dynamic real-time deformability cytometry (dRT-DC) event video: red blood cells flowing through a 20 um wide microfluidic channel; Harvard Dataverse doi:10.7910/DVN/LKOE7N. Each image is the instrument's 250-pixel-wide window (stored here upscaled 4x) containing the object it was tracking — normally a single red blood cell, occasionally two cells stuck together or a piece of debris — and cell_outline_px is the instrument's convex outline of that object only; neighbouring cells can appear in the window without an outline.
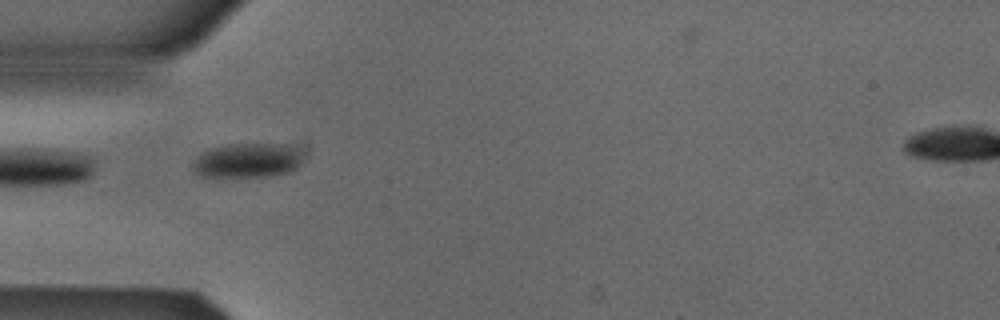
{"species": "Egyptian fruit bat (a non-hibernating species)", "species_latin": "Rousettus aegyptiacus", "temperature_condition": "cold", "stored_images_in_passage": 7, "segment_of_instrument_passage": [2, 2], "camera_frame_rate_fps": 3000, "um_per_image_px": 0.085, "animal": {"sex": "male"}, "frame": {"image": 1, "passage_image": 5, "time_ms": 1.333, "image_size_px": [1000, 320], "cell_outline_px": [[304, 152], [300, 164], [296, 168], [288, 172], [268, 176], [200, 176], [192, 172], [192, 164], [196, 156], [212, 148], [228, 144], [284, 144]], "centroid_in_image_um": [21.02, 13.63], "position_along_channel_um": 64.0, "area_um2": 22.14}}
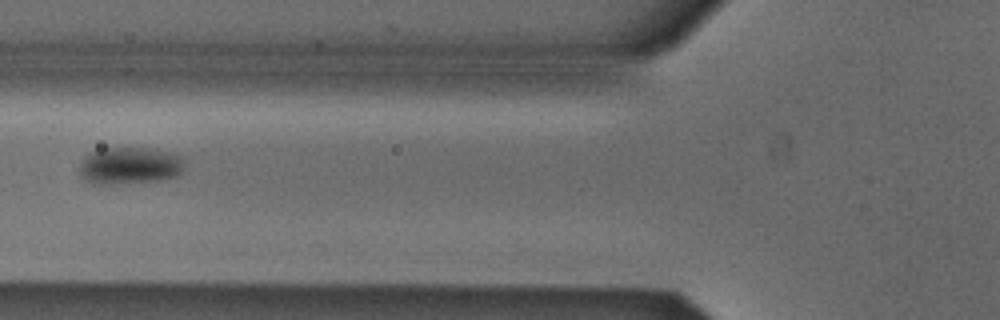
{"frame": {"image": 2, "passage_image": 6, "time_ms": 1.667, "image_size_px": [1000, 320], "cell_outline_px": [[184, 168], [176, 176], [160, 180], [112, 184], [96, 184], [80, 176], [80, 164], [92, 152], [100, 148], [152, 148], [172, 152], [184, 156]], "centroid_in_image_um": [11.09, 14.07], "position_along_channel_um": 114.7, "area_um2": 22.72}}
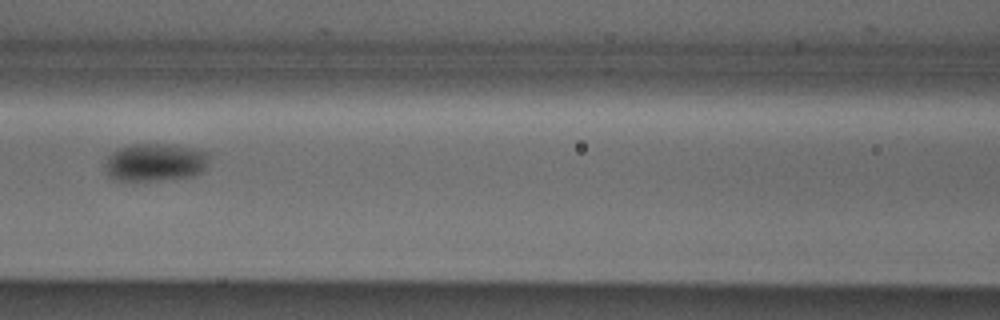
{"frame": {"image": 3, "passage_image": 7, "time_ms": 2.0, "image_size_px": [1000, 320], "cell_outline_px": [[208, 168], [196, 176], [124, 184], [108, 176], [104, 168], [104, 164], [108, 156], [112, 152], [120, 148], [132, 144], [176, 144], [208, 152]], "centroid_in_image_um": [13.16, 13.84], "position_along_channel_um": 153.4, "area_um2": 23.93}}